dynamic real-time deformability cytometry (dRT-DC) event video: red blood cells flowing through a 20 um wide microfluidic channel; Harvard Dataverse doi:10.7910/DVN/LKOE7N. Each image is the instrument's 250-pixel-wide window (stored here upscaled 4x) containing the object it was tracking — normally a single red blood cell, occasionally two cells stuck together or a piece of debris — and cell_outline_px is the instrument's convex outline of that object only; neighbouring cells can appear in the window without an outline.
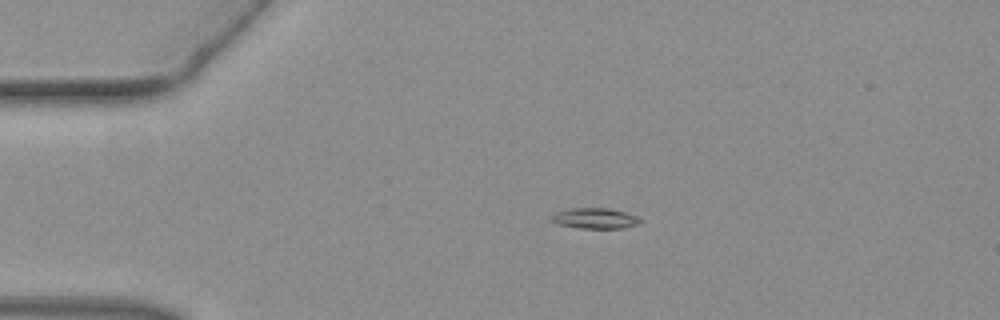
{"species": "common noctule bat (a hibernating species)", "species_latin": "Nyctalus noctula", "temperature_condition": "warm", "stored_images_in_passage": 16, "camera_frame_rate_fps": 3000, "um_per_image_px": 0.085, "animal": {"sex": "female", "body_mass_g": 19.3, "forearm_length_mm": 54.1}, "frame": {"image": 1, "passage_image": 2, "time_ms": 0.333, "image_size_px": [1000, 320], "cell_outline_px": [[644, 220], [640, 224], [620, 228], [576, 228], [560, 224], [552, 220], [552, 216], [556, 212], [572, 208], [608, 208], [624, 212], [636, 216]], "centroid_in_image_um": [50.62, 18.56], "position_along_channel_um": 34.4, "area_um2": 10.52}}
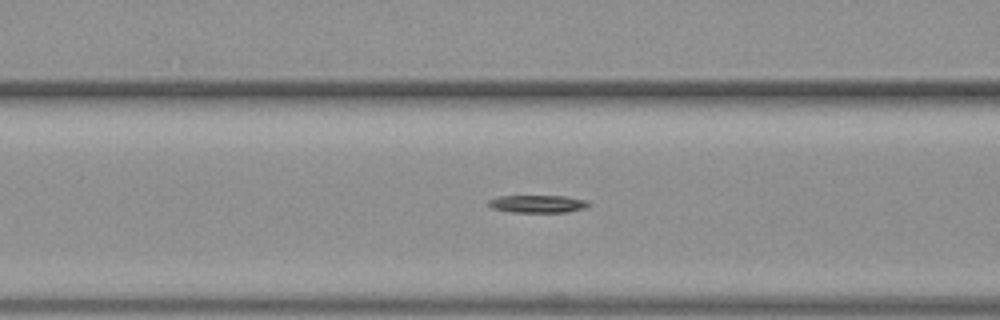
{"frame": {"image": 2, "passage_image": 11, "time_ms": 3.333, "image_size_px": [1000, 320], "cell_outline_px": [[592, 204], [588, 208], [568, 212], [508, 212], [492, 208], [488, 204], [488, 200], [500, 196], [564, 196], [584, 200]], "centroid_in_image_um": [45.72, 17.34], "position_along_channel_um": 120.9, "area_um2": 10.35}}
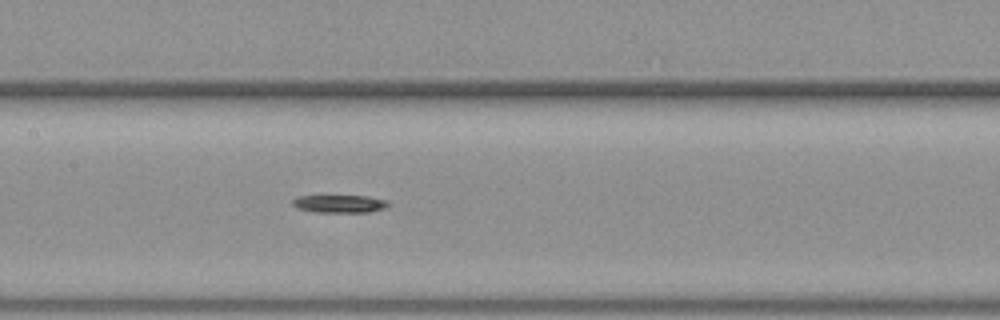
{"frame": {"image": 3, "passage_image": 15, "time_ms": 4.667, "image_size_px": [1000, 320], "cell_outline_px": [[392, 204], [388, 208], [368, 212], [312, 212], [300, 208], [292, 204], [292, 200], [296, 196], [320, 192], [368, 196], [388, 200]], "centroid_in_image_um": [28.85, 17.25], "position_along_channel_um": 178.5, "area_um2": 11.1}}